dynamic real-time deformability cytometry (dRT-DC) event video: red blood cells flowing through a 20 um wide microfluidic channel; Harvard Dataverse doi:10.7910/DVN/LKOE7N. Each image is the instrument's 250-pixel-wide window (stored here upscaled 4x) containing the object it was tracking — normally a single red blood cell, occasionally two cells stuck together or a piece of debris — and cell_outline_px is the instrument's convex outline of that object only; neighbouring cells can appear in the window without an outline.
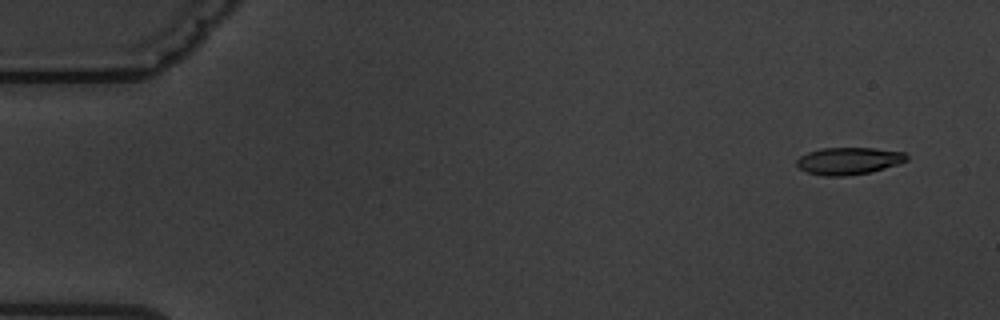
{"species": "common noctule bat (a hibernating species)", "species_latin": "Nyctalus noctula", "temperature_condition": "warm", "stored_images_in_passage": 5, "camera_frame_rate_fps": 3000, "um_per_image_px": 0.085, "animal": {"sex": "male", "body_mass_g": 19.5, "forearm_length_mm": 54.6}, "frame": {"image": 1, "passage_image": 1, "time_ms": 0.0, "image_size_px": [1000, 320], "cell_outline_px": [[908, 160], [872, 172], [848, 176], [824, 176], [808, 172], [800, 168], [796, 164], [796, 160], [800, 156], [808, 152], [820, 148], [872, 148], [904, 152], [908, 156]], "centroid_in_image_um": [72.13, 13.68], "position_along_channel_um": 12.9, "area_um2": 17.4}}
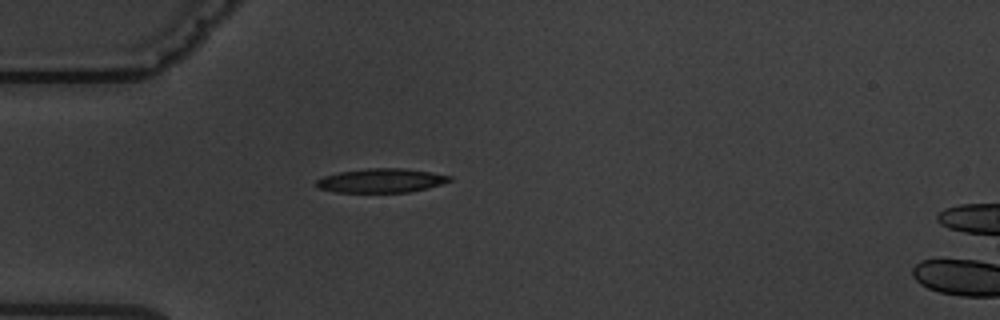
{"frame": {"image": 2, "passage_image": 4, "time_ms": 4.333, "image_size_px": [1000, 320], "cell_outline_px": [[452, 180], [428, 188], [408, 192], [336, 192], [320, 188], [316, 184], [316, 180], [324, 176], [340, 172], [368, 168], [404, 168], [432, 172], [452, 176]], "centroid_in_image_um": [32.43, 15.34], "position_along_channel_um": 52.6, "area_um2": 18.55}}